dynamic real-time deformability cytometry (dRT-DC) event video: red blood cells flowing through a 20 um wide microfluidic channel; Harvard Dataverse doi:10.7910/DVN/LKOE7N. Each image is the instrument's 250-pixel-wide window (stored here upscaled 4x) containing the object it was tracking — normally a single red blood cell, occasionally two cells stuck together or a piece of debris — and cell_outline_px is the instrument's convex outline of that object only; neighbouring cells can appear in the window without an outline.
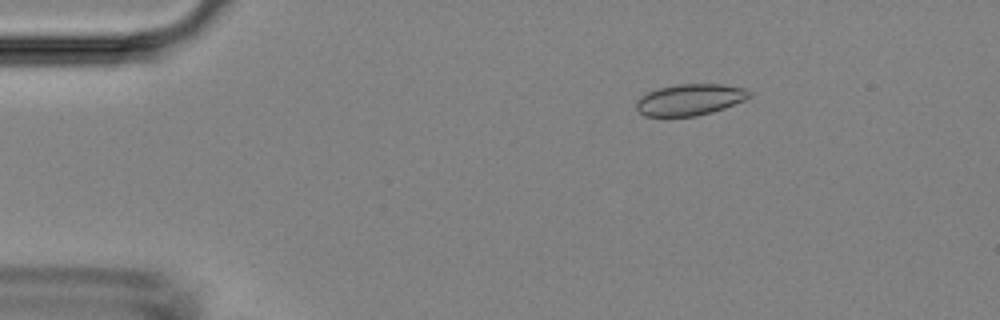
{"species": "Egyptian fruit bat (a non-hibernating species)", "species_latin": "Rousettus aegyptiacus", "temperature_condition": "room temperature", "stored_images_in_passage": 4, "camera_frame_rate_fps": 3000, "um_per_image_px": 0.085, "animal": {"sex": "female"}, "frame": {"image": 1, "passage_image": 2, "time_ms": 1.333, "image_size_px": [1000, 320], "cell_outline_px": [[752, 96], [744, 100], [724, 108], [712, 112], [696, 116], [644, 116], [636, 108], [636, 100], [640, 96], [648, 92], [660, 88], [676, 84], [724, 84], [744, 88], [752, 92]], "centroid_in_image_um": [58.65, 8.46], "position_along_channel_um": 26.3, "area_um2": 20.69}}